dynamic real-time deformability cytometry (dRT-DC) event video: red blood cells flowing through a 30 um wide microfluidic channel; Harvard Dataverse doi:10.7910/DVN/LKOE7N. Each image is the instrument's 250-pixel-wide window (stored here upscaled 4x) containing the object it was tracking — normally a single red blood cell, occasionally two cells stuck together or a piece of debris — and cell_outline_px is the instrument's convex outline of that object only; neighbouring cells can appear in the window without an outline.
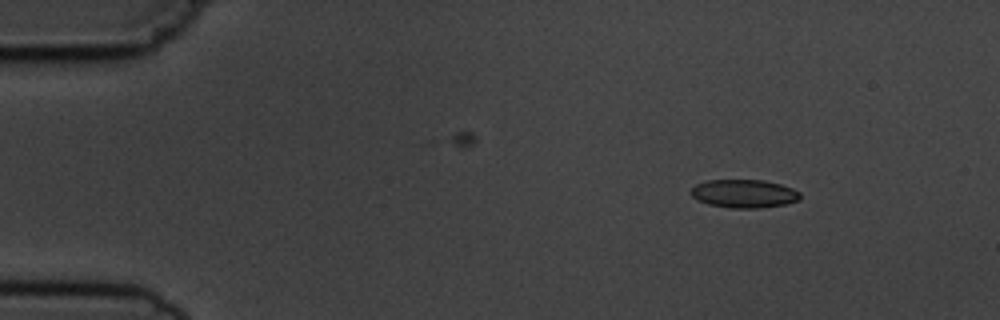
{"species": "common noctule bat (a hibernating species)", "species_latin": "Nyctalus noctula", "temperature_condition": "cold", "stored_images_in_passage": 8, "camera_frame_rate_fps": 3000, "um_per_image_px": 0.085, "animal": {"sex": "male", "body_mass_g": 19.5, "forearm_length_mm": 54.6}, "frame": {"image": 1, "passage_image": 1, "time_ms": 0.0, "image_size_px": [1000, 320], "cell_outline_px": [[800, 200], [784, 204], [756, 208], [732, 208], [708, 204], [696, 200], [692, 196], [692, 188], [696, 184], [708, 180], [764, 180], [780, 184], [792, 188], [800, 192]], "centroid_in_image_um": [63.24, 16.45], "position_along_channel_um": 21.8, "area_um2": 17.92}}
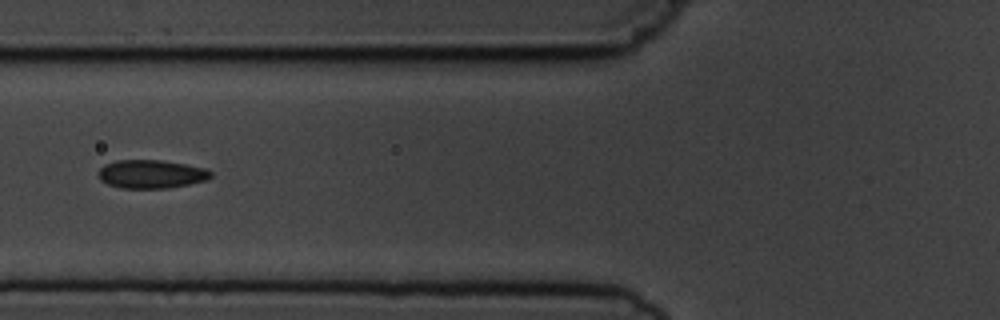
{"frame": {"image": 2, "passage_image": 5, "time_ms": 4.667, "image_size_px": [1000, 320], "cell_outline_px": [[212, 176], [208, 180], [168, 188], [120, 188], [108, 184], [100, 180], [96, 172], [104, 164], [116, 160], [160, 160], [208, 168], [212, 172]], "centroid_in_image_um": [12.84, 14.79], "position_along_channel_um": 113.0, "area_um2": 18.84}}
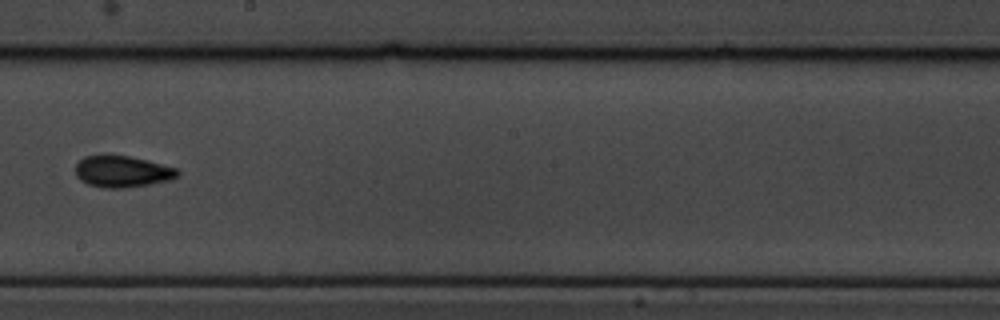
{"frame": {"image": 3, "passage_image": 8, "time_ms": 8.0, "image_size_px": [1000, 320], "cell_outline_px": [[180, 176], [172, 180], [152, 184], [124, 188], [104, 188], [88, 184], [80, 180], [76, 176], [76, 164], [84, 156], [128, 156], [176, 168], [180, 172]], "centroid_in_image_um": [10.42, 14.61], "position_along_channel_um": 237.8, "area_um2": 18.61}}